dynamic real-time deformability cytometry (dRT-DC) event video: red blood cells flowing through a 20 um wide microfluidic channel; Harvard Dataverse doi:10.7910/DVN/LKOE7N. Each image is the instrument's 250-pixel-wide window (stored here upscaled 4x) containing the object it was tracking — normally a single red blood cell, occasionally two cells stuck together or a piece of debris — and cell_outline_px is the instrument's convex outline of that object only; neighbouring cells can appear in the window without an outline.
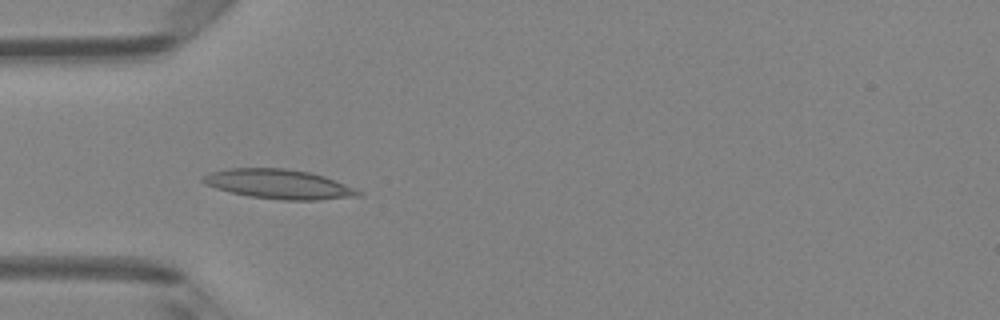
{"species": "Egyptian fruit bat (a non-hibernating species)", "species_latin": "Rousettus aegyptiacus", "temperature_condition": "room temperature", "stored_images_in_passage": 5, "camera_frame_rate_fps": 3000, "um_per_image_px": 0.085, "animal": {"sex": "female"}, "frame": {"image": 1, "passage_image": 4, "time_ms": 4.333, "image_size_px": [1000, 320], "cell_outline_px": [[364, 192], [360, 196], [320, 200], [284, 200], [248, 196], [216, 188], [204, 184], [200, 180], [200, 176], [208, 172], [228, 168], [284, 168], [312, 172], [324, 176], [356, 188]], "centroid_in_image_um": [23.69, 15.64], "position_along_channel_um": 61.3, "area_um2": 26.99}}
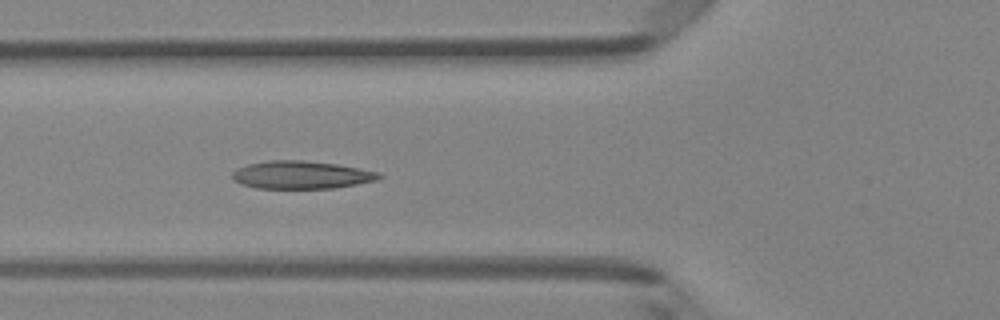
{"frame": {"image": 2, "passage_image": 5, "time_ms": 5.333, "image_size_px": [1000, 320], "cell_outline_px": [[384, 176], [376, 180], [336, 188], [256, 188], [240, 184], [232, 180], [232, 172], [236, 168], [248, 164], [268, 160], [300, 160], [336, 164], [360, 168], [380, 172]], "centroid_in_image_um": [25.59, 14.86], "position_along_channel_um": 100.2, "area_um2": 23.93}}